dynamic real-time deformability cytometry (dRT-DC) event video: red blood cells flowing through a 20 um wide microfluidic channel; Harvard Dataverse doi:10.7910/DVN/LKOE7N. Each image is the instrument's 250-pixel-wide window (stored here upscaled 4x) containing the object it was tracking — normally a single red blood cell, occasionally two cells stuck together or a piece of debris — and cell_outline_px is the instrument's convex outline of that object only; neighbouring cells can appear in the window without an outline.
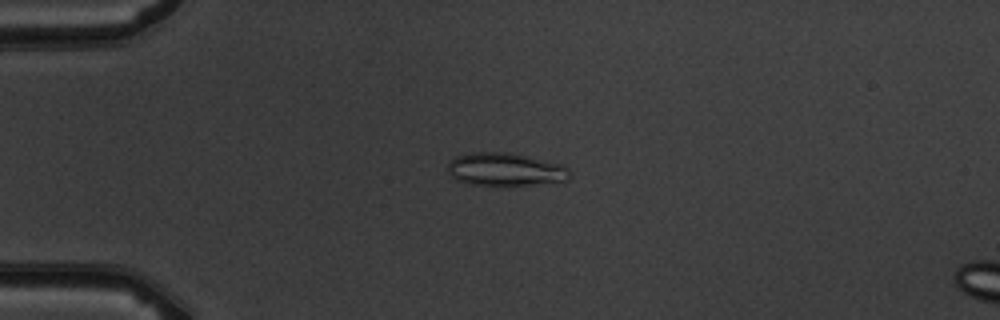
{"species": "common noctule bat (a hibernating species)", "species_latin": "Nyctalus noctula", "temperature_condition": "warm", "stored_images_in_passage": 6, "camera_frame_rate_fps": 3000, "um_per_image_px": 0.085, "animal": {"sex": "male", "body_mass_g": 19.5, "forearm_length_mm": 54.6}, "frame": {"image": 1, "passage_image": 4, "time_ms": 3.667, "image_size_px": [1000, 320], "cell_outline_px": [[568, 180], [508, 188], [468, 184], [456, 180], [448, 172], [448, 164], [456, 156], [472, 152], [508, 152], [560, 164], [568, 168]], "centroid_in_image_um": [42.91, 14.44], "position_along_channel_um": 42.1, "area_um2": 23.93}}